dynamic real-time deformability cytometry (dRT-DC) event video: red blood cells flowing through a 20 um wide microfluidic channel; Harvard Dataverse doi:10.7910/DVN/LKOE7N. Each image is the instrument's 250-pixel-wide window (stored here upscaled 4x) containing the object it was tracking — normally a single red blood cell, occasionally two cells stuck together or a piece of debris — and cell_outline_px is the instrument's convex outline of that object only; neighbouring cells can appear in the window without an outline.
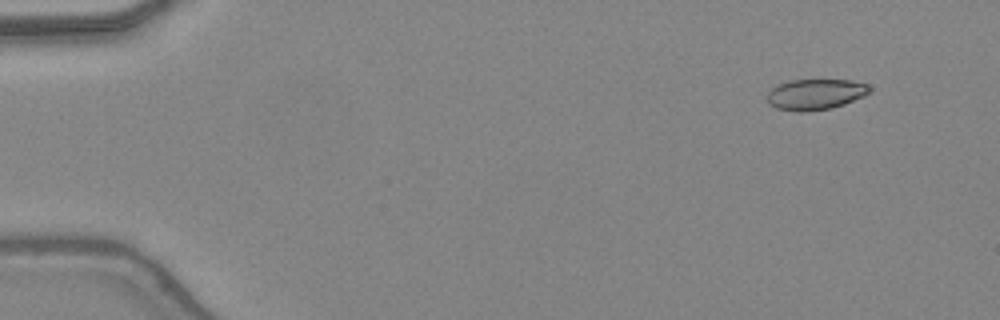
{"species": "common noctule bat (a hibernating species)", "species_latin": "Nyctalus noctula", "temperature_condition": "warm", "stored_images_in_passage": 48, "camera_frame_rate_fps": 3000, "um_per_image_px": 0.085, "animal": {"sex": "female", "body_mass_g": 24.6, "forearm_length_mm": 56.2}, "frame": {"image": 1, "passage_image": 5, "time_ms": 1.333, "image_size_px": [1000, 320], "cell_outline_px": [[872, 92], [864, 96], [844, 104], [832, 108], [804, 112], [800, 112], [776, 108], [768, 104], [764, 96], [772, 88], [780, 84], [792, 80], [852, 80], [868, 84], [872, 88]], "centroid_in_image_um": [69.32, 8.02], "position_along_channel_um": 15.7, "area_um2": 18.61}}
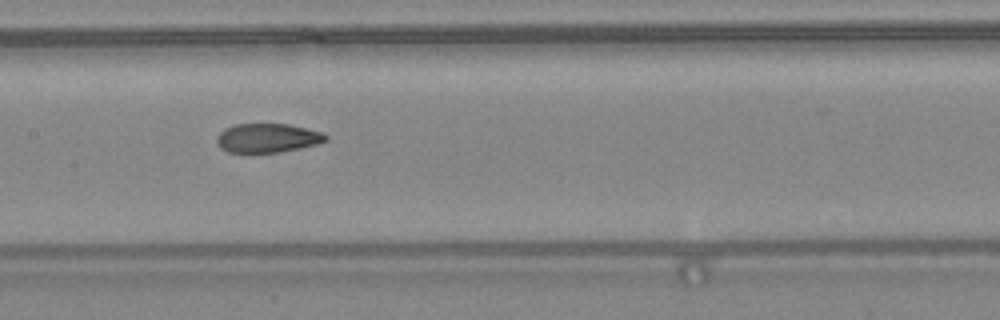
{"frame": {"image": 2, "passage_image": 25, "time_ms": 8.0, "image_size_px": [1000, 320], "cell_outline_px": [[328, 140], [316, 144], [280, 152], [228, 152], [220, 148], [216, 140], [216, 136], [224, 128], [236, 124], [288, 124], [324, 132], [328, 136]], "centroid_in_image_um": [22.73, 11.72], "position_along_channel_um": 184.7, "area_um2": 18.44}}
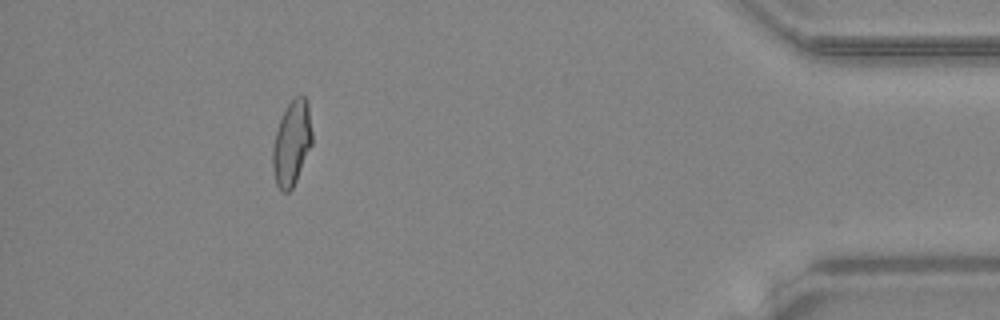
{"frame": {"image": 3, "passage_image": 44, "time_ms": 14.333, "image_size_px": [1000, 320], "cell_outline_px": [[312, 144], [296, 180], [292, 188], [288, 192], [280, 192], [276, 184], [272, 168], [272, 148], [276, 132], [280, 120], [288, 104], [296, 96], [304, 96], [308, 100], [312, 132]], "centroid_in_image_um": [24.8, 12.18], "position_along_channel_um": 410.4, "area_um2": 19.48}, "authors_computed_cell_mechanics": {"area_um2": 19.2763, "velocity_mm_per_s": 4.4292, "shape_relaxation_time_tau1_ms": null, "shape_relaxation_time_tau2_ms": 1.1118, "deformation_change_tau1": null, "deformation_change_tau2": 0.074}}